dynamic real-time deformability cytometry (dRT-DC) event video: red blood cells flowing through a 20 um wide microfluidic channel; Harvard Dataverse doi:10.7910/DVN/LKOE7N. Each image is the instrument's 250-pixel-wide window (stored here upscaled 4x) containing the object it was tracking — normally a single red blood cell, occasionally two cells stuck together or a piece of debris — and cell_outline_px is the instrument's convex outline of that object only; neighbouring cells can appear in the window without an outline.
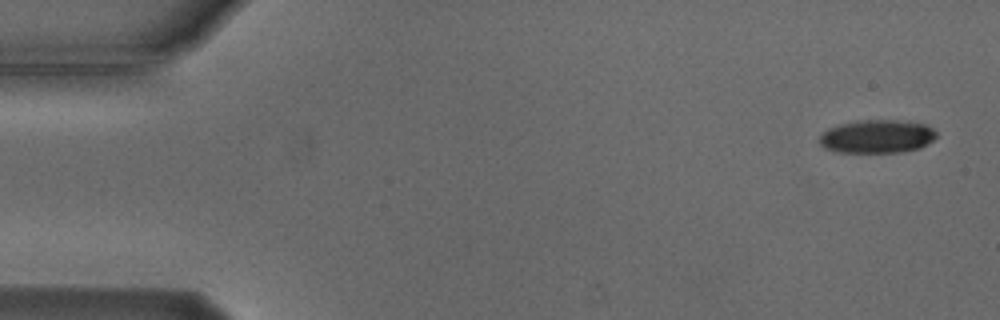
{"species": "Egyptian fruit bat (a non-hibernating species)", "species_latin": "Rousettus aegyptiacus", "temperature_condition": "cold", "stored_images_in_passage": 7, "camera_frame_rate_fps": 3000, "um_per_image_px": 0.085, "animal": {"sex": "male"}, "frame": {"image": 1, "passage_image": 1, "time_ms": 0.0, "image_size_px": [1000, 320], "cell_outline_px": [[936, 136], [932, 140], [920, 148], [904, 152], [840, 152], [824, 148], [820, 144], [820, 136], [828, 128], [836, 124], [856, 120], [896, 120], [924, 124], [932, 128], [936, 132]], "centroid_in_image_um": [74.52, 11.59], "position_along_channel_um": 10.5, "area_um2": 22.72}}
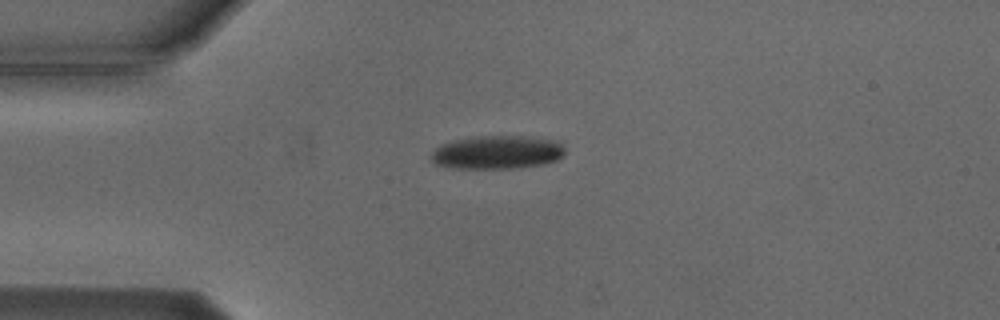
{"frame": {"image": 2, "passage_image": 4, "time_ms": 3.667, "image_size_px": [1000, 320], "cell_outline_px": [[564, 156], [556, 160], [544, 164], [520, 168], [456, 168], [436, 164], [428, 160], [432, 152], [440, 144], [452, 140], [472, 136], [524, 136], [564, 140]], "centroid_in_image_um": [42.3, 12.93], "position_along_channel_um": 42.7, "area_um2": 26.7}}